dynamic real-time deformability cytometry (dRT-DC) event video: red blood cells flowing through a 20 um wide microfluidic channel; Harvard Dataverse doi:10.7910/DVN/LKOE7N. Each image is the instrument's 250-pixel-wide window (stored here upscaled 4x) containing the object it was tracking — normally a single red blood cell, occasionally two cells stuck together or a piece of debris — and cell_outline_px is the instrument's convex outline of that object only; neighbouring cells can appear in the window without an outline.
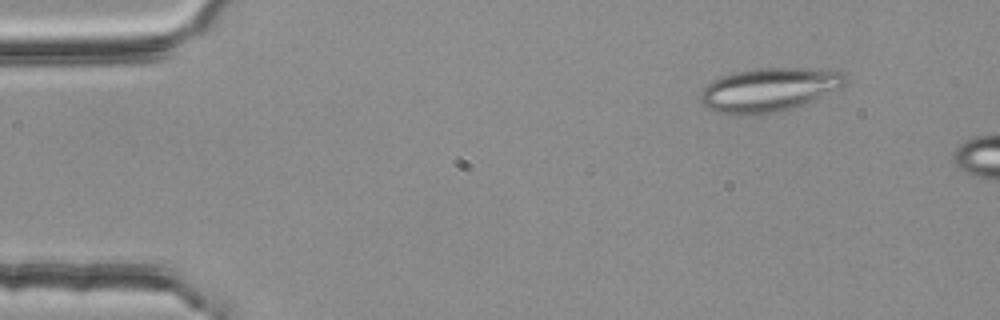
{"species": "common noctule bat (a hibernating species)", "species_latin": "Nyctalus noctula", "temperature_condition": "room temperature", "stored_images_in_passage": 4, "camera_frame_rate_fps": 3000, "um_per_image_px": 0.085, "animal": {"sex": "female", "body_mass_g": 25.1}, "frame": {"image": 1, "passage_image": 2, "time_ms": 0.333, "image_size_px": [1000, 320], "cell_outline_px": [[848, 80], [840, 88], [792, 108], [776, 112], [756, 116], [732, 116], [712, 112], [700, 100], [700, 92], [712, 80], [736, 72], [756, 68], [800, 68], [844, 72], [848, 76]], "centroid_in_image_um": [65.31, 7.66], "position_along_channel_um": 19.7, "area_um2": 37.05}}